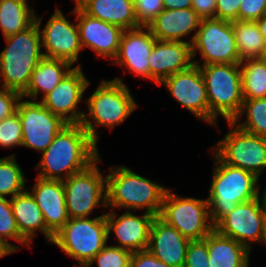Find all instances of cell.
<instances>
[{
    "mask_svg": "<svg viewBox=\"0 0 266 267\" xmlns=\"http://www.w3.org/2000/svg\"><path fill=\"white\" fill-rule=\"evenodd\" d=\"M201 21L202 18L192 8L164 9L147 27L156 40L160 41L182 42L184 36L195 31L189 41L192 44Z\"/></svg>",
    "mask_w": 266,
    "mask_h": 267,
    "instance_id": "cell-23",
    "label": "cell"
},
{
    "mask_svg": "<svg viewBox=\"0 0 266 267\" xmlns=\"http://www.w3.org/2000/svg\"><path fill=\"white\" fill-rule=\"evenodd\" d=\"M191 8L202 19L216 18V0H192Z\"/></svg>",
    "mask_w": 266,
    "mask_h": 267,
    "instance_id": "cell-42",
    "label": "cell"
},
{
    "mask_svg": "<svg viewBox=\"0 0 266 267\" xmlns=\"http://www.w3.org/2000/svg\"><path fill=\"white\" fill-rule=\"evenodd\" d=\"M139 26L147 27L164 10L163 0H133Z\"/></svg>",
    "mask_w": 266,
    "mask_h": 267,
    "instance_id": "cell-36",
    "label": "cell"
},
{
    "mask_svg": "<svg viewBox=\"0 0 266 267\" xmlns=\"http://www.w3.org/2000/svg\"><path fill=\"white\" fill-rule=\"evenodd\" d=\"M12 253L14 252L0 240V258Z\"/></svg>",
    "mask_w": 266,
    "mask_h": 267,
    "instance_id": "cell-45",
    "label": "cell"
},
{
    "mask_svg": "<svg viewBox=\"0 0 266 267\" xmlns=\"http://www.w3.org/2000/svg\"><path fill=\"white\" fill-rule=\"evenodd\" d=\"M263 190H264V191H263V193L261 194L262 197H261L260 192H259V198H261L260 201H261V205H262V207H263V212L266 214V187H264Z\"/></svg>",
    "mask_w": 266,
    "mask_h": 267,
    "instance_id": "cell-46",
    "label": "cell"
},
{
    "mask_svg": "<svg viewBox=\"0 0 266 267\" xmlns=\"http://www.w3.org/2000/svg\"><path fill=\"white\" fill-rule=\"evenodd\" d=\"M214 229L251 251V242L262 243L266 229V214L263 212L260 198L238 203L214 226Z\"/></svg>",
    "mask_w": 266,
    "mask_h": 267,
    "instance_id": "cell-13",
    "label": "cell"
},
{
    "mask_svg": "<svg viewBox=\"0 0 266 267\" xmlns=\"http://www.w3.org/2000/svg\"><path fill=\"white\" fill-rule=\"evenodd\" d=\"M22 145V125L18 112L0 121V146L11 148Z\"/></svg>",
    "mask_w": 266,
    "mask_h": 267,
    "instance_id": "cell-35",
    "label": "cell"
},
{
    "mask_svg": "<svg viewBox=\"0 0 266 267\" xmlns=\"http://www.w3.org/2000/svg\"><path fill=\"white\" fill-rule=\"evenodd\" d=\"M189 239L176 228L155 216L149 237L148 250L170 267H184Z\"/></svg>",
    "mask_w": 266,
    "mask_h": 267,
    "instance_id": "cell-21",
    "label": "cell"
},
{
    "mask_svg": "<svg viewBox=\"0 0 266 267\" xmlns=\"http://www.w3.org/2000/svg\"><path fill=\"white\" fill-rule=\"evenodd\" d=\"M148 60L151 80L159 85L170 75L193 65L191 43L155 40Z\"/></svg>",
    "mask_w": 266,
    "mask_h": 267,
    "instance_id": "cell-20",
    "label": "cell"
},
{
    "mask_svg": "<svg viewBox=\"0 0 266 267\" xmlns=\"http://www.w3.org/2000/svg\"><path fill=\"white\" fill-rule=\"evenodd\" d=\"M156 38L148 27L124 30L113 64L126 67L130 73L151 80L149 60Z\"/></svg>",
    "mask_w": 266,
    "mask_h": 267,
    "instance_id": "cell-18",
    "label": "cell"
},
{
    "mask_svg": "<svg viewBox=\"0 0 266 267\" xmlns=\"http://www.w3.org/2000/svg\"><path fill=\"white\" fill-rule=\"evenodd\" d=\"M11 208L20 234L31 244L37 231L52 243L54 234L47 228L41 209L28 190L10 198Z\"/></svg>",
    "mask_w": 266,
    "mask_h": 267,
    "instance_id": "cell-25",
    "label": "cell"
},
{
    "mask_svg": "<svg viewBox=\"0 0 266 267\" xmlns=\"http://www.w3.org/2000/svg\"><path fill=\"white\" fill-rule=\"evenodd\" d=\"M106 176L107 207L127 211L145 210L159 216L168 188L132 171L126 166L111 167Z\"/></svg>",
    "mask_w": 266,
    "mask_h": 267,
    "instance_id": "cell-2",
    "label": "cell"
},
{
    "mask_svg": "<svg viewBox=\"0 0 266 267\" xmlns=\"http://www.w3.org/2000/svg\"><path fill=\"white\" fill-rule=\"evenodd\" d=\"M257 26L264 40L266 41V14L256 21Z\"/></svg>",
    "mask_w": 266,
    "mask_h": 267,
    "instance_id": "cell-44",
    "label": "cell"
},
{
    "mask_svg": "<svg viewBox=\"0 0 266 267\" xmlns=\"http://www.w3.org/2000/svg\"><path fill=\"white\" fill-rule=\"evenodd\" d=\"M241 0H216V18L233 22L238 20Z\"/></svg>",
    "mask_w": 266,
    "mask_h": 267,
    "instance_id": "cell-40",
    "label": "cell"
},
{
    "mask_svg": "<svg viewBox=\"0 0 266 267\" xmlns=\"http://www.w3.org/2000/svg\"><path fill=\"white\" fill-rule=\"evenodd\" d=\"M231 128L211 149L223 163L260 177L266 168V137L250 134L228 122ZM214 150V151H213Z\"/></svg>",
    "mask_w": 266,
    "mask_h": 267,
    "instance_id": "cell-9",
    "label": "cell"
},
{
    "mask_svg": "<svg viewBox=\"0 0 266 267\" xmlns=\"http://www.w3.org/2000/svg\"><path fill=\"white\" fill-rule=\"evenodd\" d=\"M266 14V0H241L238 21H257Z\"/></svg>",
    "mask_w": 266,
    "mask_h": 267,
    "instance_id": "cell-38",
    "label": "cell"
},
{
    "mask_svg": "<svg viewBox=\"0 0 266 267\" xmlns=\"http://www.w3.org/2000/svg\"><path fill=\"white\" fill-rule=\"evenodd\" d=\"M89 85L90 81L79 64L73 67L61 82L39 102L66 123L80 124L85 113L82 110L77 111V106Z\"/></svg>",
    "mask_w": 266,
    "mask_h": 267,
    "instance_id": "cell-15",
    "label": "cell"
},
{
    "mask_svg": "<svg viewBox=\"0 0 266 267\" xmlns=\"http://www.w3.org/2000/svg\"><path fill=\"white\" fill-rule=\"evenodd\" d=\"M215 167L209 189L210 219L215 226L225 215L229 214L238 203L259 197L260 186L253 173L239 167L223 163L214 155Z\"/></svg>",
    "mask_w": 266,
    "mask_h": 267,
    "instance_id": "cell-4",
    "label": "cell"
},
{
    "mask_svg": "<svg viewBox=\"0 0 266 267\" xmlns=\"http://www.w3.org/2000/svg\"><path fill=\"white\" fill-rule=\"evenodd\" d=\"M29 191L42 211L47 228L57 233L69 220L62 180L36 176V184Z\"/></svg>",
    "mask_w": 266,
    "mask_h": 267,
    "instance_id": "cell-22",
    "label": "cell"
},
{
    "mask_svg": "<svg viewBox=\"0 0 266 267\" xmlns=\"http://www.w3.org/2000/svg\"><path fill=\"white\" fill-rule=\"evenodd\" d=\"M26 0H0V28L4 37L26 30L35 22V12Z\"/></svg>",
    "mask_w": 266,
    "mask_h": 267,
    "instance_id": "cell-28",
    "label": "cell"
},
{
    "mask_svg": "<svg viewBox=\"0 0 266 267\" xmlns=\"http://www.w3.org/2000/svg\"><path fill=\"white\" fill-rule=\"evenodd\" d=\"M159 85H164L181 106L209 124L206 84L198 65L193 64L188 69L170 75Z\"/></svg>",
    "mask_w": 266,
    "mask_h": 267,
    "instance_id": "cell-16",
    "label": "cell"
},
{
    "mask_svg": "<svg viewBox=\"0 0 266 267\" xmlns=\"http://www.w3.org/2000/svg\"><path fill=\"white\" fill-rule=\"evenodd\" d=\"M209 267H249L250 250L213 229L207 235Z\"/></svg>",
    "mask_w": 266,
    "mask_h": 267,
    "instance_id": "cell-26",
    "label": "cell"
},
{
    "mask_svg": "<svg viewBox=\"0 0 266 267\" xmlns=\"http://www.w3.org/2000/svg\"><path fill=\"white\" fill-rule=\"evenodd\" d=\"M85 101L89 112L84 114L80 124L96 145L100 137L95 127L105 126L112 130L138 108L128 86L119 77L110 81H101L97 89Z\"/></svg>",
    "mask_w": 266,
    "mask_h": 267,
    "instance_id": "cell-5",
    "label": "cell"
},
{
    "mask_svg": "<svg viewBox=\"0 0 266 267\" xmlns=\"http://www.w3.org/2000/svg\"><path fill=\"white\" fill-rule=\"evenodd\" d=\"M159 217L189 240L204 239L214 226L207 199L181 197L167 189Z\"/></svg>",
    "mask_w": 266,
    "mask_h": 267,
    "instance_id": "cell-8",
    "label": "cell"
},
{
    "mask_svg": "<svg viewBox=\"0 0 266 267\" xmlns=\"http://www.w3.org/2000/svg\"><path fill=\"white\" fill-rule=\"evenodd\" d=\"M192 59L201 53L202 65L236 64L241 59L235 42L232 22L217 18L202 19L191 44ZM199 51V52H198Z\"/></svg>",
    "mask_w": 266,
    "mask_h": 267,
    "instance_id": "cell-11",
    "label": "cell"
},
{
    "mask_svg": "<svg viewBox=\"0 0 266 267\" xmlns=\"http://www.w3.org/2000/svg\"><path fill=\"white\" fill-rule=\"evenodd\" d=\"M15 154L0 158V197L20 194L26 190L24 172L16 161Z\"/></svg>",
    "mask_w": 266,
    "mask_h": 267,
    "instance_id": "cell-32",
    "label": "cell"
},
{
    "mask_svg": "<svg viewBox=\"0 0 266 267\" xmlns=\"http://www.w3.org/2000/svg\"><path fill=\"white\" fill-rule=\"evenodd\" d=\"M207 236L201 240H190L184 267H209Z\"/></svg>",
    "mask_w": 266,
    "mask_h": 267,
    "instance_id": "cell-37",
    "label": "cell"
},
{
    "mask_svg": "<svg viewBox=\"0 0 266 267\" xmlns=\"http://www.w3.org/2000/svg\"><path fill=\"white\" fill-rule=\"evenodd\" d=\"M71 13L76 15V21H78L82 49L90 48L98 56L111 58L110 60L113 61L118 54L124 30L117 25L87 15L76 5Z\"/></svg>",
    "mask_w": 266,
    "mask_h": 267,
    "instance_id": "cell-17",
    "label": "cell"
},
{
    "mask_svg": "<svg viewBox=\"0 0 266 267\" xmlns=\"http://www.w3.org/2000/svg\"><path fill=\"white\" fill-rule=\"evenodd\" d=\"M232 27L238 55L241 61L260 59L266 41L261 35L256 21H233Z\"/></svg>",
    "mask_w": 266,
    "mask_h": 267,
    "instance_id": "cell-29",
    "label": "cell"
},
{
    "mask_svg": "<svg viewBox=\"0 0 266 267\" xmlns=\"http://www.w3.org/2000/svg\"><path fill=\"white\" fill-rule=\"evenodd\" d=\"M87 15L121 27L123 30L140 27L133 0H74Z\"/></svg>",
    "mask_w": 266,
    "mask_h": 267,
    "instance_id": "cell-24",
    "label": "cell"
},
{
    "mask_svg": "<svg viewBox=\"0 0 266 267\" xmlns=\"http://www.w3.org/2000/svg\"><path fill=\"white\" fill-rule=\"evenodd\" d=\"M108 240L105 213L95 218H69L54 234L51 244L85 267L106 245Z\"/></svg>",
    "mask_w": 266,
    "mask_h": 267,
    "instance_id": "cell-7",
    "label": "cell"
},
{
    "mask_svg": "<svg viewBox=\"0 0 266 267\" xmlns=\"http://www.w3.org/2000/svg\"><path fill=\"white\" fill-rule=\"evenodd\" d=\"M8 239L15 240L24 246L30 243L20 234L15 217L12 212L10 199L0 197V240L13 252L20 249L19 246L11 244Z\"/></svg>",
    "mask_w": 266,
    "mask_h": 267,
    "instance_id": "cell-33",
    "label": "cell"
},
{
    "mask_svg": "<svg viewBox=\"0 0 266 267\" xmlns=\"http://www.w3.org/2000/svg\"><path fill=\"white\" fill-rule=\"evenodd\" d=\"M260 59L266 64V46L263 49Z\"/></svg>",
    "mask_w": 266,
    "mask_h": 267,
    "instance_id": "cell-47",
    "label": "cell"
},
{
    "mask_svg": "<svg viewBox=\"0 0 266 267\" xmlns=\"http://www.w3.org/2000/svg\"><path fill=\"white\" fill-rule=\"evenodd\" d=\"M243 99L266 98V64L261 59L240 62Z\"/></svg>",
    "mask_w": 266,
    "mask_h": 267,
    "instance_id": "cell-30",
    "label": "cell"
},
{
    "mask_svg": "<svg viewBox=\"0 0 266 267\" xmlns=\"http://www.w3.org/2000/svg\"><path fill=\"white\" fill-rule=\"evenodd\" d=\"M131 255L129 250L106 245L85 267L93 266L95 261L98 267H130Z\"/></svg>",
    "mask_w": 266,
    "mask_h": 267,
    "instance_id": "cell-34",
    "label": "cell"
},
{
    "mask_svg": "<svg viewBox=\"0 0 266 267\" xmlns=\"http://www.w3.org/2000/svg\"><path fill=\"white\" fill-rule=\"evenodd\" d=\"M130 267H170L163 261L155 257L149 250L143 249L132 252Z\"/></svg>",
    "mask_w": 266,
    "mask_h": 267,
    "instance_id": "cell-41",
    "label": "cell"
},
{
    "mask_svg": "<svg viewBox=\"0 0 266 267\" xmlns=\"http://www.w3.org/2000/svg\"><path fill=\"white\" fill-rule=\"evenodd\" d=\"M243 113L247 117L244 122H240ZM232 123L250 134L266 137V98L244 99L241 110Z\"/></svg>",
    "mask_w": 266,
    "mask_h": 267,
    "instance_id": "cell-31",
    "label": "cell"
},
{
    "mask_svg": "<svg viewBox=\"0 0 266 267\" xmlns=\"http://www.w3.org/2000/svg\"><path fill=\"white\" fill-rule=\"evenodd\" d=\"M17 112L22 125V145L44 152L56 135L68 124L39 101L21 100Z\"/></svg>",
    "mask_w": 266,
    "mask_h": 267,
    "instance_id": "cell-12",
    "label": "cell"
},
{
    "mask_svg": "<svg viewBox=\"0 0 266 267\" xmlns=\"http://www.w3.org/2000/svg\"><path fill=\"white\" fill-rule=\"evenodd\" d=\"M41 19L35 16L41 44L45 49L44 57L65 60L72 65L77 62L79 53L82 51L78 25L72 24L65 18L59 8H56L42 31H40Z\"/></svg>",
    "mask_w": 266,
    "mask_h": 267,
    "instance_id": "cell-14",
    "label": "cell"
},
{
    "mask_svg": "<svg viewBox=\"0 0 266 267\" xmlns=\"http://www.w3.org/2000/svg\"><path fill=\"white\" fill-rule=\"evenodd\" d=\"M100 156L86 169L63 180L69 218H88L96 207L107 208L106 176L97 167Z\"/></svg>",
    "mask_w": 266,
    "mask_h": 267,
    "instance_id": "cell-10",
    "label": "cell"
},
{
    "mask_svg": "<svg viewBox=\"0 0 266 267\" xmlns=\"http://www.w3.org/2000/svg\"><path fill=\"white\" fill-rule=\"evenodd\" d=\"M7 47L0 52L1 88L22 94L31 75L44 57L39 27L34 22L26 30L4 37Z\"/></svg>",
    "mask_w": 266,
    "mask_h": 267,
    "instance_id": "cell-3",
    "label": "cell"
},
{
    "mask_svg": "<svg viewBox=\"0 0 266 267\" xmlns=\"http://www.w3.org/2000/svg\"><path fill=\"white\" fill-rule=\"evenodd\" d=\"M262 244H265V246H266V229H265V233H264V238H263Z\"/></svg>",
    "mask_w": 266,
    "mask_h": 267,
    "instance_id": "cell-48",
    "label": "cell"
},
{
    "mask_svg": "<svg viewBox=\"0 0 266 267\" xmlns=\"http://www.w3.org/2000/svg\"><path fill=\"white\" fill-rule=\"evenodd\" d=\"M164 9L175 10L192 7V0H163Z\"/></svg>",
    "mask_w": 266,
    "mask_h": 267,
    "instance_id": "cell-43",
    "label": "cell"
},
{
    "mask_svg": "<svg viewBox=\"0 0 266 267\" xmlns=\"http://www.w3.org/2000/svg\"><path fill=\"white\" fill-rule=\"evenodd\" d=\"M198 65L205 80L208 104L209 124L217 126V116L232 122L239 114L244 101L242 95V77L240 63Z\"/></svg>",
    "mask_w": 266,
    "mask_h": 267,
    "instance_id": "cell-6",
    "label": "cell"
},
{
    "mask_svg": "<svg viewBox=\"0 0 266 267\" xmlns=\"http://www.w3.org/2000/svg\"><path fill=\"white\" fill-rule=\"evenodd\" d=\"M22 94L14 90L0 89V121L17 112Z\"/></svg>",
    "mask_w": 266,
    "mask_h": 267,
    "instance_id": "cell-39",
    "label": "cell"
},
{
    "mask_svg": "<svg viewBox=\"0 0 266 267\" xmlns=\"http://www.w3.org/2000/svg\"><path fill=\"white\" fill-rule=\"evenodd\" d=\"M41 155L37 176L62 181L83 171L100 156L81 124H67Z\"/></svg>",
    "mask_w": 266,
    "mask_h": 267,
    "instance_id": "cell-1",
    "label": "cell"
},
{
    "mask_svg": "<svg viewBox=\"0 0 266 267\" xmlns=\"http://www.w3.org/2000/svg\"><path fill=\"white\" fill-rule=\"evenodd\" d=\"M72 64L65 60L43 57L31 75L27 89L22 98L29 97L37 101L40 91L42 98L50 93L61 80L72 70Z\"/></svg>",
    "mask_w": 266,
    "mask_h": 267,
    "instance_id": "cell-27",
    "label": "cell"
},
{
    "mask_svg": "<svg viewBox=\"0 0 266 267\" xmlns=\"http://www.w3.org/2000/svg\"><path fill=\"white\" fill-rule=\"evenodd\" d=\"M155 216L143 212L141 217L136 216L132 211H126L117 216L114 211L105 213L107 223L108 240L113 232L119 245L117 246L130 252H137L147 249L149 245L150 229Z\"/></svg>",
    "mask_w": 266,
    "mask_h": 267,
    "instance_id": "cell-19",
    "label": "cell"
}]
</instances>
